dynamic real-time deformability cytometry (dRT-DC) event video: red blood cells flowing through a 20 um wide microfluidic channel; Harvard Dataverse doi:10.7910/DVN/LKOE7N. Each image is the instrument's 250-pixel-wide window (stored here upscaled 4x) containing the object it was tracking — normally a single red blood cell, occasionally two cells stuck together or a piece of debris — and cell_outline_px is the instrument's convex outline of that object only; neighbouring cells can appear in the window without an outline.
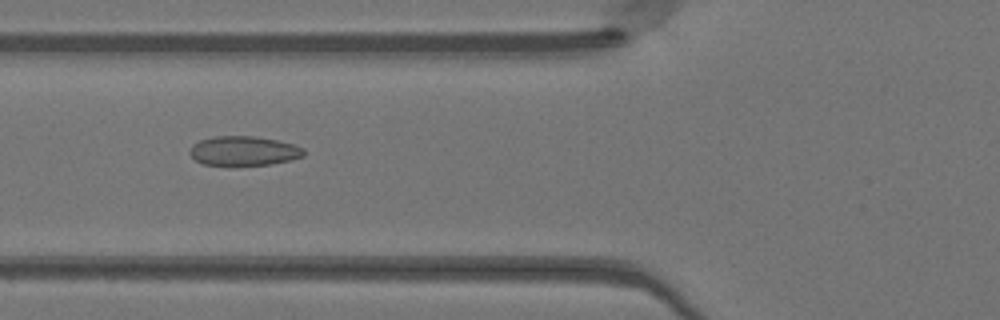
{"species": "Egyptian fruit bat (a non-hibernating species)", "species_latin": "Rousettus aegyptiacus", "temperature_condition": "warm", "stored_images_in_passage": 49, "camera_frame_rate_fps": 3000, "um_per_image_px": 0.085, "animal": {"sex": "female"}, "frame": {"image": 1, "passage_image": 19, "time_ms": 6.0, "image_size_px": [1000, 320], "cell_outline_px": [[304, 156], [292, 160], [272, 164], [204, 164], [196, 160], [188, 152], [192, 144], [200, 140], [212, 136], [252, 136], [276, 140], [292, 144], [304, 148]], "centroid_in_image_um": [20.72, 12.81], "position_along_channel_um": 105.1, "area_um2": 19.31}}
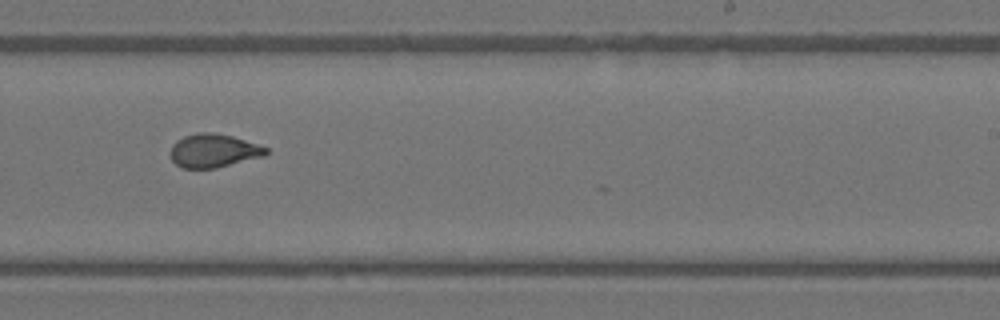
{"frame": {"image": 2, "passage_image": 31, "time_ms": 10.0, "image_size_px": [1000, 320], "cell_outline_px": [[268, 152], [264, 156], [216, 168], [184, 168], [176, 164], [172, 160], [168, 152], [172, 144], [176, 140], [184, 136], [200, 132], [212, 132], [232, 136], [268, 148]], "centroid_in_image_um": [18.11, 12.81], "position_along_channel_um": 270.9, "area_um2": 18.67}}
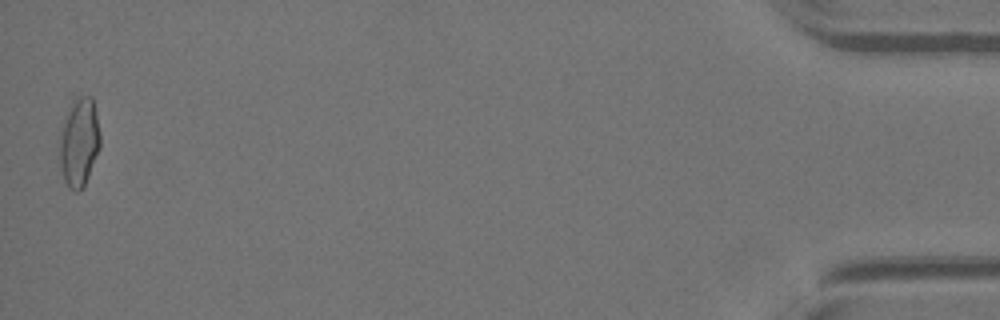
{"frame": {"image": 3, "passage_image": 49, "time_ms": 16.0, "image_size_px": [1000, 320], "cell_outline_px": [[100, 148], [84, 188], [80, 192], [72, 192], [68, 188], [64, 180], [60, 164], [56, 140], [68, 92], [92, 96], [96, 112], [100, 132]], "centroid_in_image_um": [6.64, 11.93], "position_along_channel_um": 428.6, "area_um2": 23.29}, "authors_computed_cell_mechanics": {"area_um2": 19.1896, "velocity_mm_per_s": 4.1474, "shape_relaxation_time_tau1_ms": 11.2398, "shape_relaxation_time_tau2_ms": 0.7891, "deformation_change_tau1": 0.2701, "deformation_change_tau2": 0.072}}